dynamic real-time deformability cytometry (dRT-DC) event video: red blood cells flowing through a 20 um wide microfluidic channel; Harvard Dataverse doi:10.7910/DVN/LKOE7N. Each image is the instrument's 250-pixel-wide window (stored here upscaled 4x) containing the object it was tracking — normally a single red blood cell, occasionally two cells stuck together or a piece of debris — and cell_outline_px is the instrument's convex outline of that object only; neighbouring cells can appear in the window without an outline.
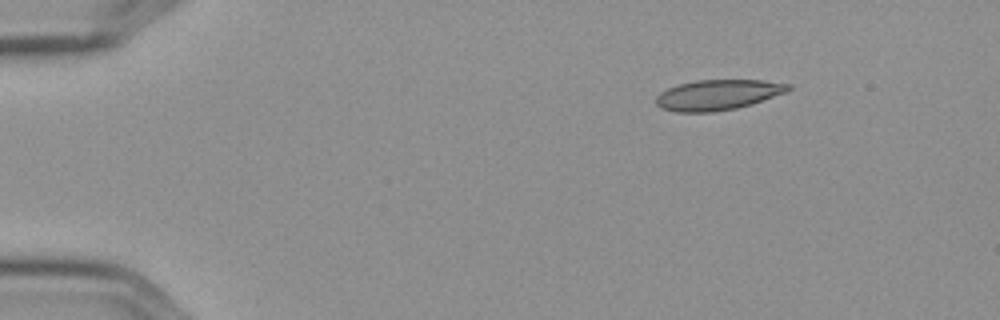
{"species": "Egyptian fruit bat (a non-hibernating species)", "species_latin": "Rousettus aegyptiacus", "temperature_condition": "cold", "stored_images_in_passage": 6, "segment_of_instrument_passage": [2, 2], "camera_frame_rate_fps": 3000, "um_per_image_px": 0.085, "frame": {"image": 1, "passage_image": 6, "time_ms": 1.667, "image_size_px": [1000, 320], "cell_outline_px": [[792, 88], [788, 92], [752, 104], [736, 108], [712, 112], [676, 112], [660, 108], [656, 104], [656, 96], [660, 92], [668, 88], [680, 84], [696, 80], [764, 80], [792, 84]], "centroid_in_image_um": [61.05, 8.06], "position_along_channel_um": 24.0, "area_um2": 23.58}}